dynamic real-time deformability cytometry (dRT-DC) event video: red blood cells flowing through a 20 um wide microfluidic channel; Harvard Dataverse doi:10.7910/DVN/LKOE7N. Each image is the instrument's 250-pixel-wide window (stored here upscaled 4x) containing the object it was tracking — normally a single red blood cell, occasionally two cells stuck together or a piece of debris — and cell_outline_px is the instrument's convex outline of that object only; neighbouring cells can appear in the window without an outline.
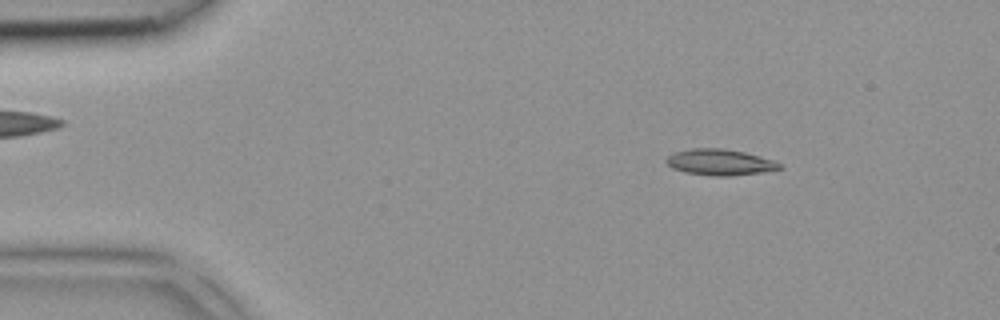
{"species": "common noctule bat (a hibernating species)", "species_latin": "Nyctalus noctula", "temperature_condition": "room temperature", "stored_images_in_passage": 2, "camera_frame_rate_fps": 3000, "um_per_image_px": 0.085, "animal": {"sex": "female", "body_mass_g": 18.4}, "frame": {"image": 1, "passage_image": 1, "time_ms": 0.0, "image_size_px": [1000, 320], "cell_outline_px": [[784, 168], [760, 172], [732, 176], [716, 176], [684, 172], [672, 168], [664, 160], [672, 152], [688, 148], [724, 148], [744, 152], [760, 156], [772, 160], [780, 164]], "centroid_in_image_um": [61.14, 13.78], "position_along_channel_um": 23.9, "area_um2": 17.28}}
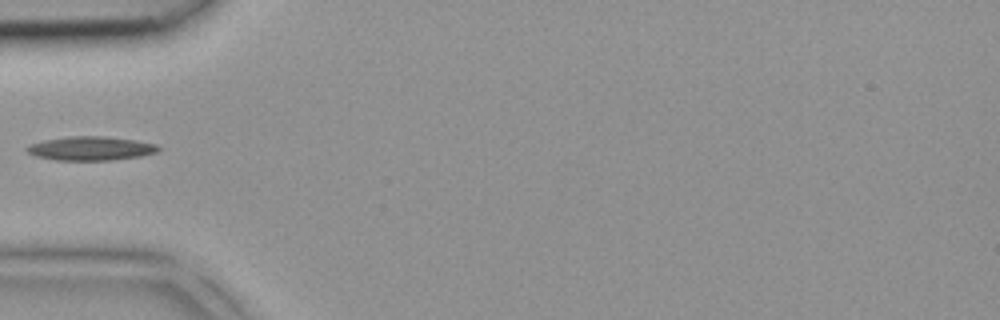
{"frame": {"image": 2, "passage_image": 2, "time_ms": 0.333, "image_size_px": [1000, 320], "cell_outline_px": [[160, 148], [156, 152], [140, 156], [112, 160], [56, 160], [36, 156], [28, 152], [24, 148], [32, 144], [44, 140], [72, 136], [104, 136], [136, 140], [156, 144]], "centroid_in_image_um": [7.72, 12.61], "position_along_channel_um": 77.3, "area_um2": 18.15}}